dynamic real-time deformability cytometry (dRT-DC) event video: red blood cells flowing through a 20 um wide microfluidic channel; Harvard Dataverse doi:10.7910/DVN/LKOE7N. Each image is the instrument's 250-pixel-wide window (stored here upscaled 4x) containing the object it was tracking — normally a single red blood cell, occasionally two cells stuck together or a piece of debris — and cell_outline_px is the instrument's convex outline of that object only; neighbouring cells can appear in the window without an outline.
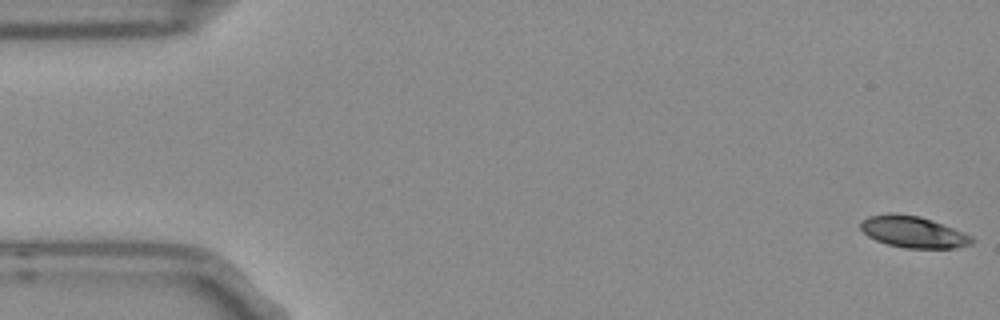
{"species": "Egyptian fruit bat (a non-hibernating species)", "species_latin": "Rousettus aegyptiacus", "temperature_condition": "room temperature", "stored_images_in_passage": 5, "camera_frame_rate_fps": 3000, "um_per_image_px": 0.085, "frame": {"image": 1, "passage_image": 1, "time_ms": 0.0, "image_size_px": [1000, 320], "cell_outline_px": [[976, 240], [972, 244], [956, 248], [908, 248], [888, 244], [876, 240], [868, 236], [860, 228], [860, 224], [868, 216], [888, 212], [920, 216], [932, 220], [964, 232], [972, 236]], "centroid_in_image_um": [77.65, 19.71], "position_along_channel_um": 7.3, "area_um2": 20.46}}
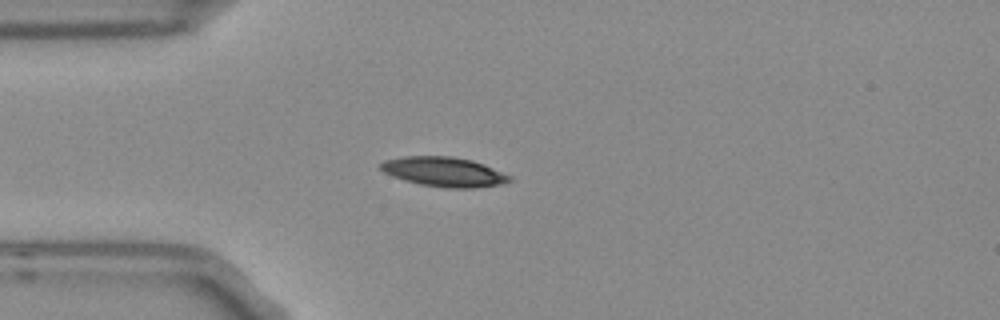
{"frame": {"image": 2, "passage_image": 4, "time_ms": 1.0, "image_size_px": [1000, 320], "cell_outline_px": [[512, 180], [504, 184], [472, 188], [448, 188], [420, 184], [404, 180], [392, 176], [384, 172], [380, 168], [380, 164], [384, 160], [404, 156], [452, 156], [472, 160], [484, 164], [512, 176]], "centroid_in_image_um": [37.76, 14.6], "position_along_channel_um": 47.2, "area_um2": 22.31}}